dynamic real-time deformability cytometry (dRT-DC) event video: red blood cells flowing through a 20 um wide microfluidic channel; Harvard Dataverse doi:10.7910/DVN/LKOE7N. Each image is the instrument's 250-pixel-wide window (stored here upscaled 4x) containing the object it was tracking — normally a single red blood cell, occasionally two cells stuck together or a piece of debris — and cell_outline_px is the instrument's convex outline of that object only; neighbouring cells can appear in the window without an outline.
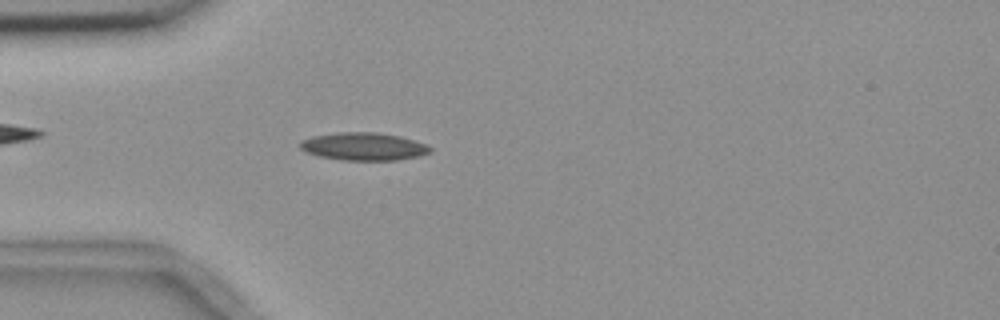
{"species": "common noctule bat (a hibernating species)", "species_latin": "Nyctalus noctula", "temperature_condition": "room temperature", "stored_images_in_passage": 5, "camera_frame_rate_fps": 3000, "um_per_image_px": 0.085, "animal": {"sex": "female", "body_mass_g": 18.4}, "frame": {"image": 1, "passage_image": 5, "time_ms": 4.667, "image_size_px": [1000, 320], "cell_outline_px": [[432, 152], [420, 156], [396, 160], [344, 160], [320, 156], [304, 152], [300, 148], [300, 144], [304, 140], [312, 136], [340, 132], [376, 132], [400, 136], [424, 144], [432, 148]], "centroid_in_image_um": [30.92, 12.45], "position_along_channel_um": 54.1, "area_um2": 20.92}}